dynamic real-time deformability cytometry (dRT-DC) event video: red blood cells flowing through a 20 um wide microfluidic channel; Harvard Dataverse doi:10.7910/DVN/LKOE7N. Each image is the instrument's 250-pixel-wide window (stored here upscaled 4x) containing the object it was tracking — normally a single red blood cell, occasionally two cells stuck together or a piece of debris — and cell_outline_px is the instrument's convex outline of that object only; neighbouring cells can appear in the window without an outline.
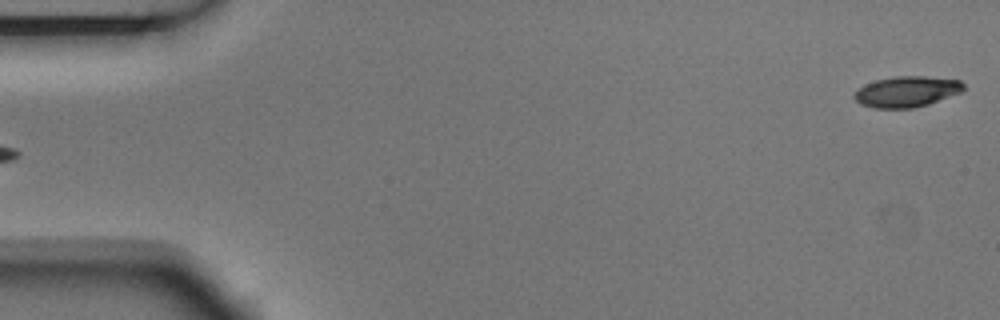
{"species": "Egyptian fruit bat (a non-hibernating species)", "species_latin": "Rousettus aegyptiacus", "temperature_condition": "room temperature", "stored_images_in_passage": 3, "segment_of_instrument_passage": [2, 2], "camera_frame_rate_fps": 3000, "um_per_image_px": 0.085, "animal": {"sex": "male"}, "frame": {"image": 1, "passage_image": 3, "time_ms": 0.667, "image_size_px": [1000, 320], "cell_outline_px": [[964, 88], [960, 92], [928, 104], [912, 108], [876, 108], [860, 104], [852, 96], [856, 88], [864, 84], [876, 80], [892, 76], [924, 76], [960, 80], [964, 84]], "centroid_in_image_um": [77.01, 7.78], "position_along_channel_um": 8.0, "area_um2": 19.65}}